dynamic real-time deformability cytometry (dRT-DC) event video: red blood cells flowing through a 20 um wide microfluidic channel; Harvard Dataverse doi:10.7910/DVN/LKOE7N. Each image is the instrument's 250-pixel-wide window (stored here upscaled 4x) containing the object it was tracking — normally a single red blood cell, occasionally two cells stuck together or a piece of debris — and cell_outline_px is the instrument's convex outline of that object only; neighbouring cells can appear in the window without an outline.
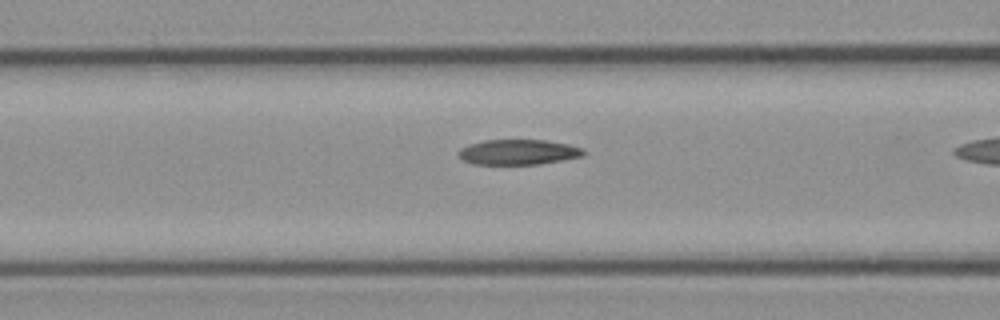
{"species": "common noctule bat (a hibernating species)", "species_latin": "Nyctalus noctula", "temperature_condition": "cold", "stored_images_in_passage": 22, "camera_frame_rate_fps": 3000, "um_per_image_px": 0.085, "animal": {"sex": "female", "body_mass_g": 21.9}, "frame": {"image": 1, "passage_image": 17, "time_ms": 5.333, "image_size_px": [1000, 320], "cell_outline_px": [[588, 152], [584, 156], [564, 160], [540, 164], [472, 164], [456, 156], [456, 152], [460, 148], [468, 144], [484, 140], [544, 140], [568, 144], [584, 148]], "centroid_in_image_um": [44.06, 12.93], "position_along_channel_um": 122.5, "area_um2": 18.73}}
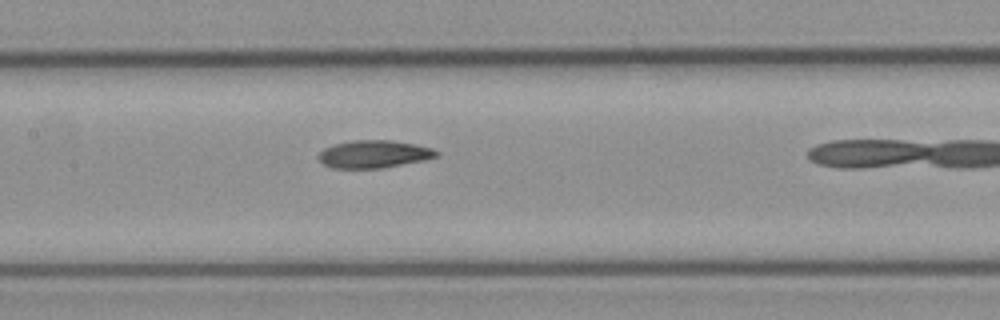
{"frame": {"image": 2, "passage_image": 21, "time_ms": 6.667, "image_size_px": [1000, 320], "cell_outline_px": [[440, 156], [424, 160], [384, 168], [332, 168], [324, 164], [316, 156], [324, 148], [336, 144], [352, 140], [392, 140], [416, 144], [432, 148], [440, 152]], "centroid_in_image_um": [31.82, 13.1], "position_along_channel_um": 175.6, "area_um2": 19.13}}